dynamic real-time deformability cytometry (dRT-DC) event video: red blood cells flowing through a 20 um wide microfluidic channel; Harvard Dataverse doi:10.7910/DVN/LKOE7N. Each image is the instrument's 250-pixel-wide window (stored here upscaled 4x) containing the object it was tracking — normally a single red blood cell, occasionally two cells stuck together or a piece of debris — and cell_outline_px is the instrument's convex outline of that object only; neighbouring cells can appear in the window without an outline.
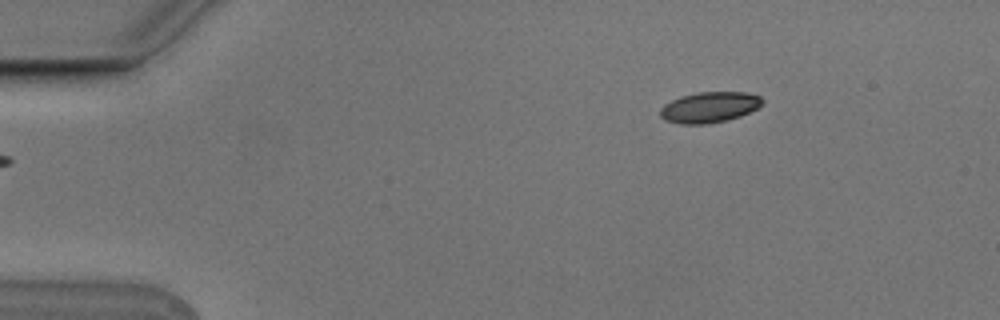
{"species": "Egyptian fruit bat (a non-hibernating species)", "species_latin": "Rousettus aegyptiacus", "temperature_condition": "cold", "stored_images_in_passage": 3, "camera_frame_rate_fps": 3000, "um_per_image_px": 0.085, "animal": {"sex": "male"}, "frame": {"image": 1, "passage_image": 3, "time_ms": 0.667, "image_size_px": [1000, 320], "cell_outline_px": [[764, 104], [740, 116], [724, 120], [704, 124], [680, 124], [664, 120], [660, 116], [660, 108], [664, 104], [680, 96], [696, 92], [748, 92], [760, 96], [764, 100]], "centroid_in_image_um": [60.29, 9.1], "position_along_channel_um": 24.7, "area_um2": 18.32}}